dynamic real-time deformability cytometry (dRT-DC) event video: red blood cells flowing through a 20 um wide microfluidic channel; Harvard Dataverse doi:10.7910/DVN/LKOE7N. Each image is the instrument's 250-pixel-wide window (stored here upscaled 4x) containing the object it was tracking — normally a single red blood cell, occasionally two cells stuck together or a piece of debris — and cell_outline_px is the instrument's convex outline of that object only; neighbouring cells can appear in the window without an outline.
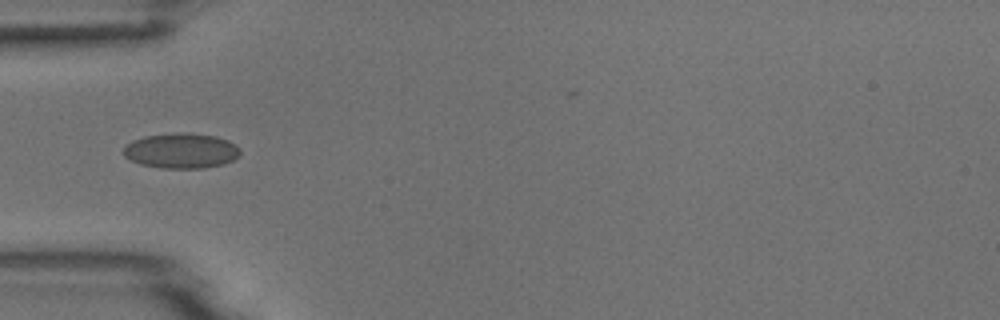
{"species": "common noctule bat (a hibernating species)", "species_latin": "Nyctalus noctula", "temperature_condition": "room temperature", "stored_images_in_passage": 8, "camera_frame_rate_fps": 3000, "um_per_image_px": 0.085, "animal": {"sex": "male", "body_mass_g": 18.8}, "frame": {"image": 1, "passage_image": 5, "time_ms": 5.0, "image_size_px": [1000, 320], "cell_outline_px": [[240, 156], [224, 164], [204, 168], [160, 168], [140, 164], [124, 156], [124, 144], [132, 140], [144, 136], [180, 132], [184, 132], [216, 136], [228, 140], [236, 144], [240, 148]], "centroid_in_image_um": [15.42, 12.81], "position_along_channel_um": 69.6, "area_um2": 24.16}}